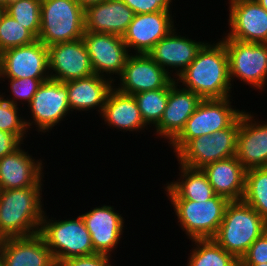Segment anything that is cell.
I'll use <instances>...</instances> for the list:
<instances>
[{
	"instance_id": "obj_29",
	"label": "cell",
	"mask_w": 267,
	"mask_h": 266,
	"mask_svg": "<svg viewBox=\"0 0 267 266\" xmlns=\"http://www.w3.org/2000/svg\"><path fill=\"white\" fill-rule=\"evenodd\" d=\"M242 200L256 210L267 223V167L246 170Z\"/></svg>"
},
{
	"instance_id": "obj_26",
	"label": "cell",
	"mask_w": 267,
	"mask_h": 266,
	"mask_svg": "<svg viewBox=\"0 0 267 266\" xmlns=\"http://www.w3.org/2000/svg\"><path fill=\"white\" fill-rule=\"evenodd\" d=\"M202 170L216 195L229 201L242 200L245 191L246 169L236 156L205 165Z\"/></svg>"
},
{
	"instance_id": "obj_31",
	"label": "cell",
	"mask_w": 267,
	"mask_h": 266,
	"mask_svg": "<svg viewBox=\"0 0 267 266\" xmlns=\"http://www.w3.org/2000/svg\"><path fill=\"white\" fill-rule=\"evenodd\" d=\"M5 12L38 38L41 26V0H11L5 7Z\"/></svg>"
},
{
	"instance_id": "obj_33",
	"label": "cell",
	"mask_w": 267,
	"mask_h": 266,
	"mask_svg": "<svg viewBox=\"0 0 267 266\" xmlns=\"http://www.w3.org/2000/svg\"><path fill=\"white\" fill-rule=\"evenodd\" d=\"M48 79L50 78H2L0 79V83H3L5 80H7L9 82L7 83L9 86H7V92L5 91L2 93L0 91V94L4 98L6 97L5 99L12 104L20 107L21 105L22 107H26L31 102L40 85ZM8 92L9 95L6 94Z\"/></svg>"
},
{
	"instance_id": "obj_2",
	"label": "cell",
	"mask_w": 267,
	"mask_h": 266,
	"mask_svg": "<svg viewBox=\"0 0 267 266\" xmlns=\"http://www.w3.org/2000/svg\"><path fill=\"white\" fill-rule=\"evenodd\" d=\"M33 187L0 190V235L30 236L40 231L45 213L43 182ZM43 191V192H42Z\"/></svg>"
},
{
	"instance_id": "obj_25",
	"label": "cell",
	"mask_w": 267,
	"mask_h": 266,
	"mask_svg": "<svg viewBox=\"0 0 267 266\" xmlns=\"http://www.w3.org/2000/svg\"><path fill=\"white\" fill-rule=\"evenodd\" d=\"M65 84L68 90V105L72 113L76 111L88 113L96 109L98 116L102 113L109 91L114 87L110 79L97 74L68 81Z\"/></svg>"
},
{
	"instance_id": "obj_6",
	"label": "cell",
	"mask_w": 267,
	"mask_h": 266,
	"mask_svg": "<svg viewBox=\"0 0 267 266\" xmlns=\"http://www.w3.org/2000/svg\"><path fill=\"white\" fill-rule=\"evenodd\" d=\"M233 96L219 99H202L181 132L168 144L176 155L191 139L229 128L243 113L236 109Z\"/></svg>"
},
{
	"instance_id": "obj_30",
	"label": "cell",
	"mask_w": 267,
	"mask_h": 266,
	"mask_svg": "<svg viewBox=\"0 0 267 266\" xmlns=\"http://www.w3.org/2000/svg\"><path fill=\"white\" fill-rule=\"evenodd\" d=\"M169 83L161 89L134 94L144 123L152 130L159 124L166 108Z\"/></svg>"
},
{
	"instance_id": "obj_15",
	"label": "cell",
	"mask_w": 267,
	"mask_h": 266,
	"mask_svg": "<svg viewBox=\"0 0 267 266\" xmlns=\"http://www.w3.org/2000/svg\"><path fill=\"white\" fill-rule=\"evenodd\" d=\"M47 49L50 79L65 83L94 74L83 38L56 43Z\"/></svg>"
},
{
	"instance_id": "obj_20",
	"label": "cell",
	"mask_w": 267,
	"mask_h": 266,
	"mask_svg": "<svg viewBox=\"0 0 267 266\" xmlns=\"http://www.w3.org/2000/svg\"><path fill=\"white\" fill-rule=\"evenodd\" d=\"M253 113L243 111L237 135L235 156L246 170L267 167V121Z\"/></svg>"
},
{
	"instance_id": "obj_13",
	"label": "cell",
	"mask_w": 267,
	"mask_h": 266,
	"mask_svg": "<svg viewBox=\"0 0 267 266\" xmlns=\"http://www.w3.org/2000/svg\"><path fill=\"white\" fill-rule=\"evenodd\" d=\"M229 32L223 38L267 43V11L255 0H228Z\"/></svg>"
},
{
	"instance_id": "obj_41",
	"label": "cell",
	"mask_w": 267,
	"mask_h": 266,
	"mask_svg": "<svg viewBox=\"0 0 267 266\" xmlns=\"http://www.w3.org/2000/svg\"><path fill=\"white\" fill-rule=\"evenodd\" d=\"M239 266H267V263H261V264H239Z\"/></svg>"
},
{
	"instance_id": "obj_36",
	"label": "cell",
	"mask_w": 267,
	"mask_h": 266,
	"mask_svg": "<svg viewBox=\"0 0 267 266\" xmlns=\"http://www.w3.org/2000/svg\"><path fill=\"white\" fill-rule=\"evenodd\" d=\"M267 263V230L263 232L249 247L239 260V264Z\"/></svg>"
},
{
	"instance_id": "obj_35",
	"label": "cell",
	"mask_w": 267,
	"mask_h": 266,
	"mask_svg": "<svg viewBox=\"0 0 267 266\" xmlns=\"http://www.w3.org/2000/svg\"><path fill=\"white\" fill-rule=\"evenodd\" d=\"M135 14L172 12L173 0H122ZM172 8V9H171Z\"/></svg>"
},
{
	"instance_id": "obj_44",
	"label": "cell",
	"mask_w": 267,
	"mask_h": 266,
	"mask_svg": "<svg viewBox=\"0 0 267 266\" xmlns=\"http://www.w3.org/2000/svg\"><path fill=\"white\" fill-rule=\"evenodd\" d=\"M0 266H5L1 257H0Z\"/></svg>"
},
{
	"instance_id": "obj_16",
	"label": "cell",
	"mask_w": 267,
	"mask_h": 266,
	"mask_svg": "<svg viewBox=\"0 0 267 266\" xmlns=\"http://www.w3.org/2000/svg\"><path fill=\"white\" fill-rule=\"evenodd\" d=\"M115 206L102 204L79 214L90 232L94 251L112 256L122 241L125 230V218ZM116 210V211H115Z\"/></svg>"
},
{
	"instance_id": "obj_19",
	"label": "cell",
	"mask_w": 267,
	"mask_h": 266,
	"mask_svg": "<svg viewBox=\"0 0 267 266\" xmlns=\"http://www.w3.org/2000/svg\"><path fill=\"white\" fill-rule=\"evenodd\" d=\"M202 98L193 91L181 87L175 79L169 82V94L164 114L154 128V134L168 144L181 132L195 112Z\"/></svg>"
},
{
	"instance_id": "obj_14",
	"label": "cell",
	"mask_w": 267,
	"mask_h": 266,
	"mask_svg": "<svg viewBox=\"0 0 267 266\" xmlns=\"http://www.w3.org/2000/svg\"><path fill=\"white\" fill-rule=\"evenodd\" d=\"M172 79L148 54H130L113 85L121 93L134 95L164 88Z\"/></svg>"
},
{
	"instance_id": "obj_24",
	"label": "cell",
	"mask_w": 267,
	"mask_h": 266,
	"mask_svg": "<svg viewBox=\"0 0 267 266\" xmlns=\"http://www.w3.org/2000/svg\"><path fill=\"white\" fill-rule=\"evenodd\" d=\"M134 15L122 0H105L85 9V31L122 37Z\"/></svg>"
},
{
	"instance_id": "obj_23",
	"label": "cell",
	"mask_w": 267,
	"mask_h": 266,
	"mask_svg": "<svg viewBox=\"0 0 267 266\" xmlns=\"http://www.w3.org/2000/svg\"><path fill=\"white\" fill-rule=\"evenodd\" d=\"M99 117L104 121L103 125L107 124V128H115L119 132L140 133L145 132V129L152 130L144 123L135 97L121 93L114 87L109 91Z\"/></svg>"
},
{
	"instance_id": "obj_27",
	"label": "cell",
	"mask_w": 267,
	"mask_h": 266,
	"mask_svg": "<svg viewBox=\"0 0 267 266\" xmlns=\"http://www.w3.org/2000/svg\"><path fill=\"white\" fill-rule=\"evenodd\" d=\"M180 177L164 184L168 200L202 201L212 198L215 193L208 177L201 168H191L177 163Z\"/></svg>"
},
{
	"instance_id": "obj_34",
	"label": "cell",
	"mask_w": 267,
	"mask_h": 266,
	"mask_svg": "<svg viewBox=\"0 0 267 266\" xmlns=\"http://www.w3.org/2000/svg\"><path fill=\"white\" fill-rule=\"evenodd\" d=\"M19 106L7 101L0 94V130L14 134L22 143L26 141L28 131L24 114H20ZM29 132V133H28Z\"/></svg>"
},
{
	"instance_id": "obj_5",
	"label": "cell",
	"mask_w": 267,
	"mask_h": 266,
	"mask_svg": "<svg viewBox=\"0 0 267 266\" xmlns=\"http://www.w3.org/2000/svg\"><path fill=\"white\" fill-rule=\"evenodd\" d=\"M85 32V10L76 0H41L38 40L46 47L78 40Z\"/></svg>"
},
{
	"instance_id": "obj_1",
	"label": "cell",
	"mask_w": 267,
	"mask_h": 266,
	"mask_svg": "<svg viewBox=\"0 0 267 266\" xmlns=\"http://www.w3.org/2000/svg\"><path fill=\"white\" fill-rule=\"evenodd\" d=\"M218 40L206 41L195 59L175 79L181 87L202 99L226 98L232 96V91L234 93L225 44Z\"/></svg>"
},
{
	"instance_id": "obj_10",
	"label": "cell",
	"mask_w": 267,
	"mask_h": 266,
	"mask_svg": "<svg viewBox=\"0 0 267 266\" xmlns=\"http://www.w3.org/2000/svg\"><path fill=\"white\" fill-rule=\"evenodd\" d=\"M240 117L229 127L191 139L175 156L179 164L191 168L205 165L236 155Z\"/></svg>"
},
{
	"instance_id": "obj_45",
	"label": "cell",
	"mask_w": 267,
	"mask_h": 266,
	"mask_svg": "<svg viewBox=\"0 0 267 266\" xmlns=\"http://www.w3.org/2000/svg\"><path fill=\"white\" fill-rule=\"evenodd\" d=\"M2 241H3V238H2L1 235H0V244L2 243Z\"/></svg>"
},
{
	"instance_id": "obj_40",
	"label": "cell",
	"mask_w": 267,
	"mask_h": 266,
	"mask_svg": "<svg viewBox=\"0 0 267 266\" xmlns=\"http://www.w3.org/2000/svg\"><path fill=\"white\" fill-rule=\"evenodd\" d=\"M255 1L267 11V0H255Z\"/></svg>"
},
{
	"instance_id": "obj_42",
	"label": "cell",
	"mask_w": 267,
	"mask_h": 266,
	"mask_svg": "<svg viewBox=\"0 0 267 266\" xmlns=\"http://www.w3.org/2000/svg\"><path fill=\"white\" fill-rule=\"evenodd\" d=\"M11 0H0V5L5 8Z\"/></svg>"
},
{
	"instance_id": "obj_32",
	"label": "cell",
	"mask_w": 267,
	"mask_h": 266,
	"mask_svg": "<svg viewBox=\"0 0 267 266\" xmlns=\"http://www.w3.org/2000/svg\"><path fill=\"white\" fill-rule=\"evenodd\" d=\"M37 38L5 11L0 18V53L36 41Z\"/></svg>"
},
{
	"instance_id": "obj_43",
	"label": "cell",
	"mask_w": 267,
	"mask_h": 266,
	"mask_svg": "<svg viewBox=\"0 0 267 266\" xmlns=\"http://www.w3.org/2000/svg\"><path fill=\"white\" fill-rule=\"evenodd\" d=\"M4 11H5V8H3V7L0 5V18H1V16H2V14H3Z\"/></svg>"
},
{
	"instance_id": "obj_11",
	"label": "cell",
	"mask_w": 267,
	"mask_h": 266,
	"mask_svg": "<svg viewBox=\"0 0 267 266\" xmlns=\"http://www.w3.org/2000/svg\"><path fill=\"white\" fill-rule=\"evenodd\" d=\"M82 38L90 56L94 74L106 77L114 83L115 78L122 74L131 54L122 37L85 31Z\"/></svg>"
},
{
	"instance_id": "obj_17",
	"label": "cell",
	"mask_w": 267,
	"mask_h": 266,
	"mask_svg": "<svg viewBox=\"0 0 267 266\" xmlns=\"http://www.w3.org/2000/svg\"><path fill=\"white\" fill-rule=\"evenodd\" d=\"M173 15V16H172ZM172 12L135 14L122 36L131 54H148L176 26ZM175 22V23H174Z\"/></svg>"
},
{
	"instance_id": "obj_12",
	"label": "cell",
	"mask_w": 267,
	"mask_h": 266,
	"mask_svg": "<svg viewBox=\"0 0 267 266\" xmlns=\"http://www.w3.org/2000/svg\"><path fill=\"white\" fill-rule=\"evenodd\" d=\"M1 78H50L47 47L37 39L1 52Z\"/></svg>"
},
{
	"instance_id": "obj_9",
	"label": "cell",
	"mask_w": 267,
	"mask_h": 266,
	"mask_svg": "<svg viewBox=\"0 0 267 266\" xmlns=\"http://www.w3.org/2000/svg\"><path fill=\"white\" fill-rule=\"evenodd\" d=\"M27 107L24 110L28 109L31 113L30 116H24L26 127L28 131L36 127L35 131L41 135L50 133L55 126L59 127L62 121L67 120V116L72 115L66 84L53 79H48L40 85Z\"/></svg>"
},
{
	"instance_id": "obj_18",
	"label": "cell",
	"mask_w": 267,
	"mask_h": 266,
	"mask_svg": "<svg viewBox=\"0 0 267 266\" xmlns=\"http://www.w3.org/2000/svg\"><path fill=\"white\" fill-rule=\"evenodd\" d=\"M177 29L178 27H174L148 53L173 79H176L190 65L206 43L194 40L186 34L182 35Z\"/></svg>"
},
{
	"instance_id": "obj_4",
	"label": "cell",
	"mask_w": 267,
	"mask_h": 266,
	"mask_svg": "<svg viewBox=\"0 0 267 266\" xmlns=\"http://www.w3.org/2000/svg\"><path fill=\"white\" fill-rule=\"evenodd\" d=\"M48 217L45 211L39 233L44 238L56 264L72 257L95 254L90 232L80 215L76 218Z\"/></svg>"
},
{
	"instance_id": "obj_7",
	"label": "cell",
	"mask_w": 267,
	"mask_h": 266,
	"mask_svg": "<svg viewBox=\"0 0 267 266\" xmlns=\"http://www.w3.org/2000/svg\"><path fill=\"white\" fill-rule=\"evenodd\" d=\"M173 206L176 223L188 237L194 239H213L224 218L228 199L214 195L208 200H169Z\"/></svg>"
},
{
	"instance_id": "obj_8",
	"label": "cell",
	"mask_w": 267,
	"mask_h": 266,
	"mask_svg": "<svg viewBox=\"0 0 267 266\" xmlns=\"http://www.w3.org/2000/svg\"><path fill=\"white\" fill-rule=\"evenodd\" d=\"M220 39L228 54L233 89L234 81L239 80L259 93L264 92L267 87V43L242 42L222 37Z\"/></svg>"
},
{
	"instance_id": "obj_28",
	"label": "cell",
	"mask_w": 267,
	"mask_h": 266,
	"mask_svg": "<svg viewBox=\"0 0 267 266\" xmlns=\"http://www.w3.org/2000/svg\"><path fill=\"white\" fill-rule=\"evenodd\" d=\"M186 266H239V260L214 239L191 240Z\"/></svg>"
},
{
	"instance_id": "obj_38",
	"label": "cell",
	"mask_w": 267,
	"mask_h": 266,
	"mask_svg": "<svg viewBox=\"0 0 267 266\" xmlns=\"http://www.w3.org/2000/svg\"><path fill=\"white\" fill-rule=\"evenodd\" d=\"M22 142L14 135L0 130V159L12 153Z\"/></svg>"
},
{
	"instance_id": "obj_3",
	"label": "cell",
	"mask_w": 267,
	"mask_h": 266,
	"mask_svg": "<svg viewBox=\"0 0 267 266\" xmlns=\"http://www.w3.org/2000/svg\"><path fill=\"white\" fill-rule=\"evenodd\" d=\"M266 230L267 223L256 210L243 200L230 201L213 239L240 260Z\"/></svg>"
},
{
	"instance_id": "obj_39",
	"label": "cell",
	"mask_w": 267,
	"mask_h": 266,
	"mask_svg": "<svg viewBox=\"0 0 267 266\" xmlns=\"http://www.w3.org/2000/svg\"><path fill=\"white\" fill-rule=\"evenodd\" d=\"M78 4L85 10L86 8L96 5L100 2H103L105 0H76Z\"/></svg>"
},
{
	"instance_id": "obj_37",
	"label": "cell",
	"mask_w": 267,
	"mask_h": 266,
	"mask_svg": "<svg viewBox=\"0 0 267 266\" xmlns=\"http://www.w3.org/2000/svg\"><path fill=\"white\" fill-rule=\"evenodd\" d=\"M112 258L110 255L95 253L66 259L61 261L58 266H115L114 262H111Z\"/></svg>"
},
{
	"instance_id": "obj_22",
	"label": "cell",
	"mask_w": 267,
	"mask_h": 266,
	"mask_svg": "<svg viewBox=\"0 0 267 266\" xmlns=\"http://www.w3.org/2000/svg\"><path fill=\"white\" fill-rule=\"evenodd\" d=\"M0 257L5 266H57L40 233L3 238Z\"/></svg>"
},
{
	"instance_id": "obj_21",
	"label": "cell",
	"mask_w": 267,
	"mask_h": 266,
	"mask_svg": "<svg viewBox=\"0 0 267 266\" xmlns=\"http://www.w3.org/2000/svg\"><path fill=\"white\" fill-rule=\"evenodd\" d=\"M24 144L0 159V190L33 187L45 178V160L33 157Z\"/></svg>"
}]
</instances>
